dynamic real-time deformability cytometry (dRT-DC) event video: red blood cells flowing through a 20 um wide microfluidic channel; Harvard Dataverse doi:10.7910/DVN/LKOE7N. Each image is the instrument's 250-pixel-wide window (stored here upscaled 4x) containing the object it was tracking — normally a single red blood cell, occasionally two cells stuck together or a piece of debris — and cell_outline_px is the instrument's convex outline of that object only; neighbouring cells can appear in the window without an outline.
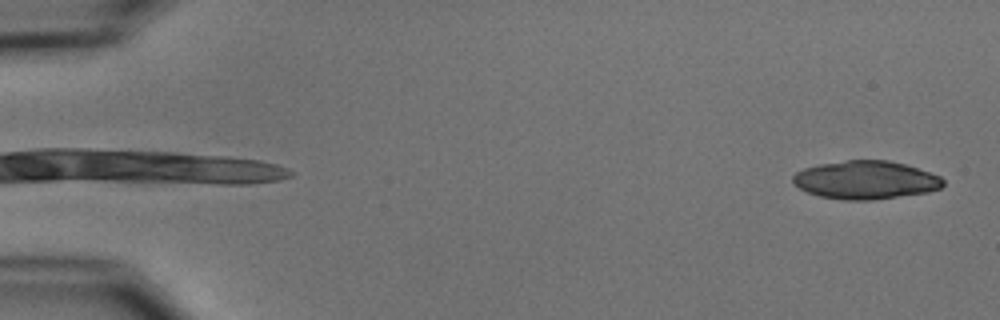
{"species": "common noctule bat (a hibernating species)", "species_latin": "Nyctalus noctula", "temperature_condition": "cold", "stored_images_in_passage": 4, "camera_frame_rate_fps": 3000, "um_per_image_px": 0.085, "animal": {"sex": "male", "body_mass_g": 15.6}, "frame": {"image": 1, "passage_image": 4, "time_ms": 3.333, "image_size_px": [1000, 320], "cell_outline_px": [[944, 184], [940, 188], [928, 192], [872, 200], [844, 200], [820, 196], [808, 192], [800, 188], [792, 180], [792, 176], [796, 172], [804, 168], [820, 164], [844, 160], [888, 160], [904, 164], [940, 176], [944, 180]], "centroid_in_image_um": [73.57, 15.3], "position_along_channel_um": 11.4, "area_um2": 33.29}}